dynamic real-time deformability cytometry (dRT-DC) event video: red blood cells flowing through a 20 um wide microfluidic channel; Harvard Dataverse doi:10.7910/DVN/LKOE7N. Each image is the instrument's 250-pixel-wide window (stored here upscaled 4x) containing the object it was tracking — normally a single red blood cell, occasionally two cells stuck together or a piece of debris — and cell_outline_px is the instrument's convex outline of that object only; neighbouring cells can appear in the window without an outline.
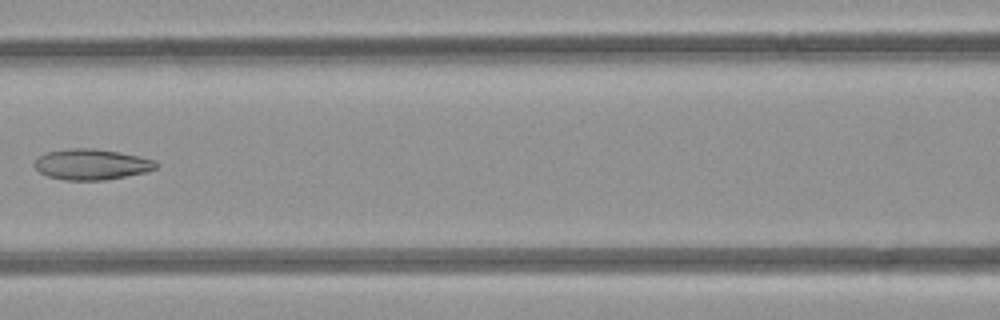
{"species": "common noctule bat (a hibernating species)", "species_latin": "Nyctalus noctula", "temperature_condition": "room temperature", "stored_images_in_passage": 7, "camera_frame_rate_fps": 3000, "um_per_image_px": 0.085, "animal": {"sex": "female", "body_mass_g": 21.9}, "frame": {"image": 1, "passage_image": 6, "time_ms": 6.0, "image_size_px": [1000, 320], "cell_outline_px": [[160, 164], [156, 168], [144, 172], [104, 180], [64, 180], [48, 176], [40, 172], [32, 164], [40, 156], [48, 152], [72, 148], [92, 148], [140, 156], [156, 160]], "centroid_in_image_um": [7.79, 13.97], "position_along_channel_um": 158.8, "area_um2": 21.56}}
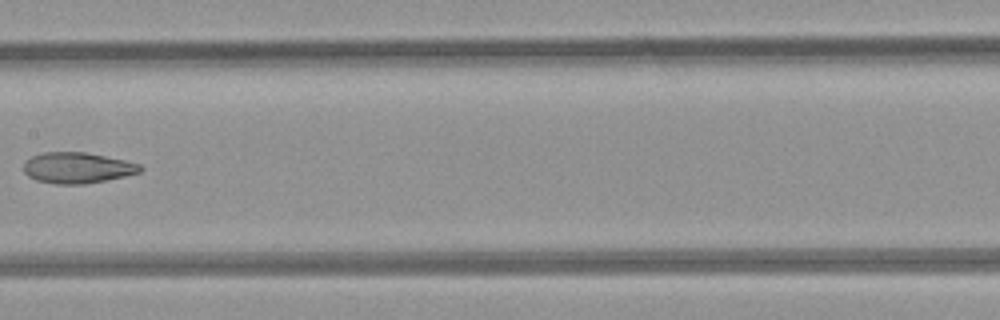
{"frame": {"image": 2, "passage_image": 7, "time_ms": 7.0, "image_size_px": [1000, 320], "cell_outline_px": [[144, 168], [140, 172], [124, 176], [84, 184], [56, 184], [36, 180], [28, 176], [24, 172], [24, 164], [32, 156], [40, 152], [84, 152], [124, 160], [140, 164]], "centroid_in_image_um": [6.56, 14.26], "position_along_channel_um": 200.8, "area_um2": 20.81}}